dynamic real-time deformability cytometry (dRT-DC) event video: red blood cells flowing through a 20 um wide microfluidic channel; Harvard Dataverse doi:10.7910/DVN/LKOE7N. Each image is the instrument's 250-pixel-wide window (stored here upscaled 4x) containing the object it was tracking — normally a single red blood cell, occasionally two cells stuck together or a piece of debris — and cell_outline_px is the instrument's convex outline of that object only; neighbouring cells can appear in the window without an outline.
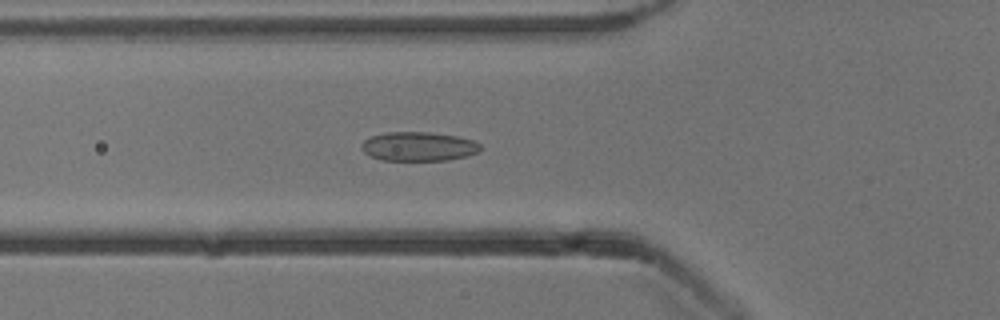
{"species": "common noctule bat (a hibernating species)", "species_latin": "Nyctalus noctula", "temperature_condition": "cold", "stored_images_in_passage": 39, "camera_frame_rate_fps": 3000, "um_per_image_px": 0.085, "animal": {"sex": "male", "body_mass_g": 13.3}, "frame": {"image": 1, "passage_image": 9, "time_ms": 2.667, "image_size_px": [1000, 320], "cell_outline_px": [[480, 152], [468, 156], [448, 160], [380, 160], [368, 156], [360, 148], [360, 144], [364, 140], [372, 136], [388, 132], [428, 132], [456, 136], [472, 140], [480, 144]], "centroid_in_image_um": [35.55, 12.46], "position_along_channel_um": 90.2, "area_um2": 20.29}}
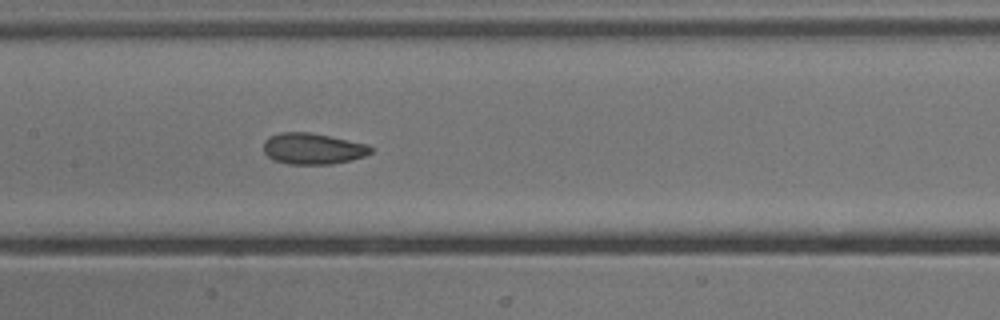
{"frame": {"image": 2, "passage_image": 16, "time_ms": 5.0, "image_size_px": [1000, 320], "cell_outline_px": [[376, 148], [372, 152], [364, 156], [352, 160], [332, 164], [288, 164], [272, 160], [264, 152], [264, 140], [268, 136], [280, 132], [312, 132], [368, 144]], "centroid_in_image_um": [26.61, 12.63], "position_along_channel_um": 180.8, "area_um2": 19.83}}
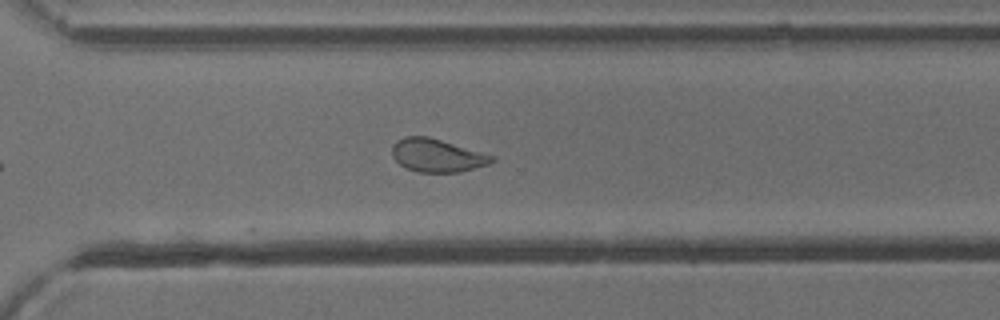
{"frame": {"image": 3, "passage_image": 28, "time_ms": 9.0, "image_size_px": [1000, 320], "cell_outline_px": [[496, 160], [488, 164], [460, 172], [420, 172], [408, 168], [400, 164], [392, 156], [392, 144], [396, 140], [404, 136], [428, 136], [496, 156]], "centroid_in_image_um": [37.15, 13.2], "position_along_channel_um": 333.4, "area_um2": 19.25}, "authors_computed_cell_mechanics": {"area_um2": 19.8832, "velocity_mm_per_s": 3.8326, "shape_relaxation_time_tau1_ms": null, "shape_relaxation_time_tau2_ms": 1.4175, "deformation_change_tau1": null, "deformation_change_tau2": 0.0623}}